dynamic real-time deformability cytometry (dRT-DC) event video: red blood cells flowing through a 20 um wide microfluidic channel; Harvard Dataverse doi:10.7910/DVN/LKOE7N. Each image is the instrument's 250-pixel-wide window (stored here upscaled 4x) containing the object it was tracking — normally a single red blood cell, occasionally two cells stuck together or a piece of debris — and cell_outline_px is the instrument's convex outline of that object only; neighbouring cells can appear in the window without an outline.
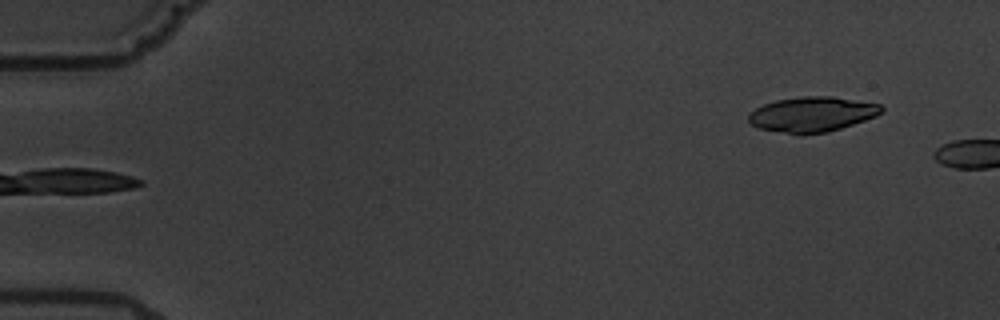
{"species": "common noctule bat (a hibernating species)", "species_latin": "Nyctalus noctula", "temperature_condition": "warm", "stored_images_in_passage": 3, "segment_of_instrument_passage": [2, 2], "camera_frame_rate_fps": 3000, "um_per_image_px": 0.085, "animal": {"sex": "male", "body_mass_g": 19.5, "forearm_length_mm": 54.6}, "frame": {"image": 1, "passage_image": 3, "time_ms": 2.333, "image_size_px": [1000, 320], "cell_outline_px": [[884, 108], [876, 116], [828, 132], [784, 132], [756, 128], [748, 120], [748, 112], [764, 104], [776, 100], [804, 96], [832, 96], [880, 104]], "centroid_in_image_um": [69.01, 9.69], "position_along_channel_um": 16.0, "area_um2": 26.59}}